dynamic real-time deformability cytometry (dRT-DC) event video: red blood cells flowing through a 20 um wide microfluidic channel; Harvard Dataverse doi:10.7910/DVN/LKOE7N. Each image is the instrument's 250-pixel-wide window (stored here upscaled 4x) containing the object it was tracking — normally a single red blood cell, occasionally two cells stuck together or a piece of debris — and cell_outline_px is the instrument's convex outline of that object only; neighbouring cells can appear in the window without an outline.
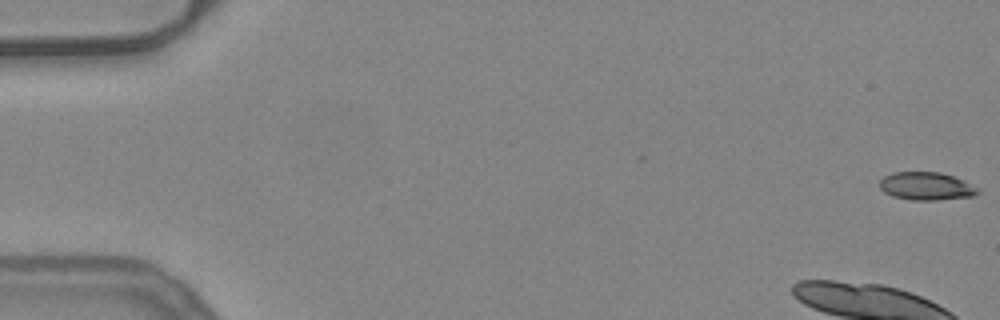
{"species": "common noctule bat (a hibernating species)", "species_latin": "Nyctalus noctula", "temperature_condition": "warm", "stored_images_in_passage": 52, "camera_frame_rate_fps": 3000, "um_per_image_px": 0.085, "animal": {"sex": "female", "body_mass_g": 24.6, "forearm_length_mm": 56.2}, "frame": {"image": 1, "passage_image": 1, "time_ms": 0.0, "image_size_px": [1000, 320], "cell_outline_px": [[980, 192], [972, 196], [936, 200], [912, 200], [892, 196], [884, 192], [880, 188], [880, 180], [884, 176], [892, 172], [940, 172], [964, 180], [980, 188]], "centroid_in_image_um": [78.74, 15.82], "position_along_channel_um": 6.3, "area_um2": 16.07}, "authors_computed_cell_mechanics": {"area_um2": 21.5016, "velocity_mm_per_s": 3.8689, "shape_relaxation_time_tau1_ms": 3.4901, "shape_relaxation_time_tau2_ms": null, "deformation_change_tau1": 0.0954, "deformation_change_tau2": null}}